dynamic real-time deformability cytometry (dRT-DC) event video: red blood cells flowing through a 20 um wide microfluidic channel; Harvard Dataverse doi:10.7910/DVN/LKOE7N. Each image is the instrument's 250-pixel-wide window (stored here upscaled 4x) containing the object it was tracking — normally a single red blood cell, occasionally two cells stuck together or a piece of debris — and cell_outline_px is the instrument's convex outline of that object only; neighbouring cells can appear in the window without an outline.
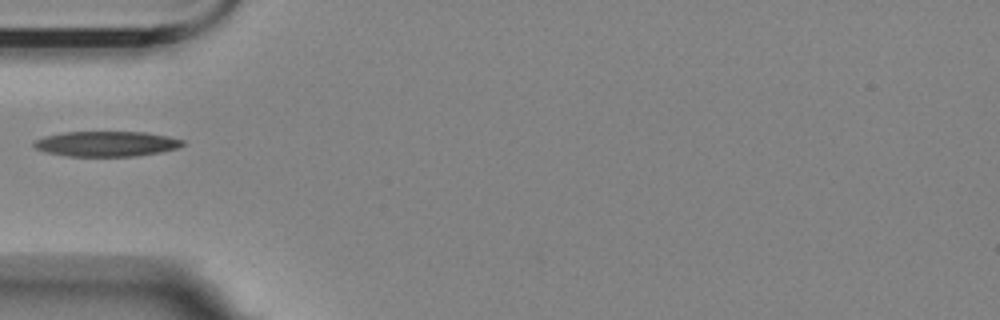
{"species": "Egyptian fruit bat (a non-hibernating species)", "species_latin": "Rousettus aegyptiacus", "temperature_condition": "room temperature", "stored_images_in_passage": 36, "camera_frame_rate_fps": 3000, "um_per_image_px": 0.085, "animal": {"sex": "female"}, "frame": {"image": 1, "passage_image": 1, "time_ms": 0.0, "image_size_px": [1000, 320], "cell_outline_px": [[184, 144], [176, 148], [160, 152], [136, 156], [68, 156], [48, 152], [36, 148], [32, 144], [32, 140], [44, 136], [64, 132], [148, 132], [168, 136], [184, 140]], "centroid_in_image_um": [9.03, 12.21], "position_along_channel_um": 76.0, "area_um2": 21.85}}
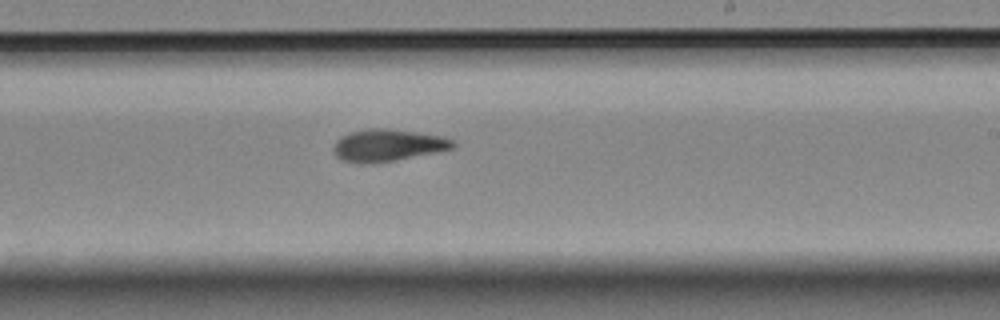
{"frame": {"image": 2, "passage_image": 16, "time_ms": 5.0, "image_size_px": [1000, 320], "cell_outline_px": [[456, 148], [396, 160], [368, 164], [360, 164], [340, 160], [336, 156], [332, 148], [336, 140], [340, 136], [348, 132], [372, 128], [388, 128], [444, 136], [452, 140], [456, 144]], "centroid_in_image_um": [32.93, 12.35], "position_along_channel_um": 256.1, "area_um2": 22.66}}
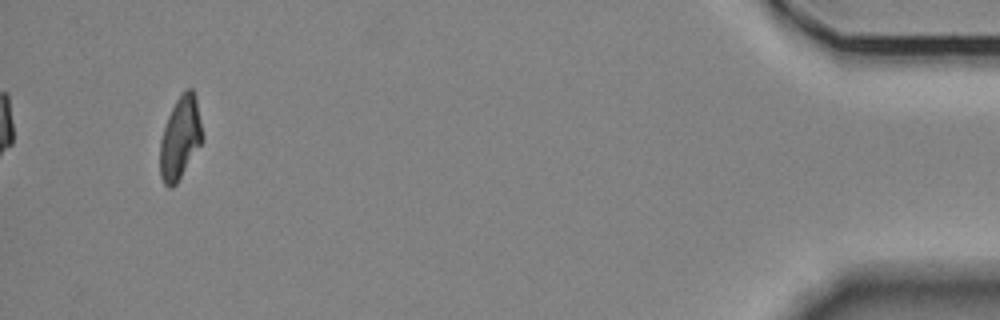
{"frame": {"image": 3, "passage_image": 36, "time_ms": 11.667, "image_size_px": [1000, 320], "cell_outline_px": [[204, 140], [176, 184], [172, 188], [168, 188], [164, 184], [160, 176], [160, 140], [168, 116], [176, 100], [188, 88], [192, 88], [196, 96], [204, 136]], "centroid_in_image_um": [15.33, 11.74], "position_along_channel_um": 419.9, "area_um2": 20.46}}